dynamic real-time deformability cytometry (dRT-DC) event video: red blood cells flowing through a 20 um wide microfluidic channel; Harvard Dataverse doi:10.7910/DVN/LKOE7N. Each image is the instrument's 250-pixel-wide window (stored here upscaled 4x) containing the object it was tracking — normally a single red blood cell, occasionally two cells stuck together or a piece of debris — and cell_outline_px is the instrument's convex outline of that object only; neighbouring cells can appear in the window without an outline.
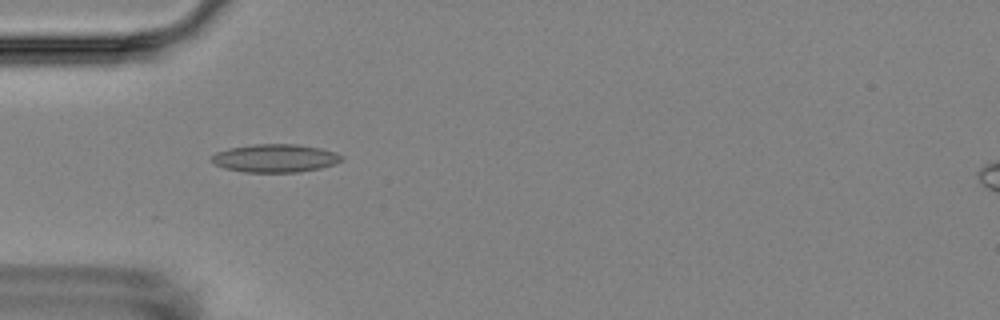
{"species": "Egyptian fruit bat (a non-hibernating species)", "species_latin": "Rousettus aegyptiacus", "temperature_condition": "room temperature", "stored_images_in_passage": 6, "camera_frame_rate_fps": 3000, "um_per_image_px": 0.085, "animal": {"sex": "female"}, "frame": {"image": 1, "passage_image": 5, "time_ms": 5.0, "image_size_px": [1000, 320], "cell_outline_px": [[344, 160], [320, 168], [296, 172], [244, 172], [224, 168], [208, 160], [216, 152], [228, 148], [252, 144], [296, 144], [320, 148], [336, 152], [344, 156]], "centroid_in_image_um": [23.37, 13.44], "position_along_channel_um": 61.6, "area_um2": 21.39}}